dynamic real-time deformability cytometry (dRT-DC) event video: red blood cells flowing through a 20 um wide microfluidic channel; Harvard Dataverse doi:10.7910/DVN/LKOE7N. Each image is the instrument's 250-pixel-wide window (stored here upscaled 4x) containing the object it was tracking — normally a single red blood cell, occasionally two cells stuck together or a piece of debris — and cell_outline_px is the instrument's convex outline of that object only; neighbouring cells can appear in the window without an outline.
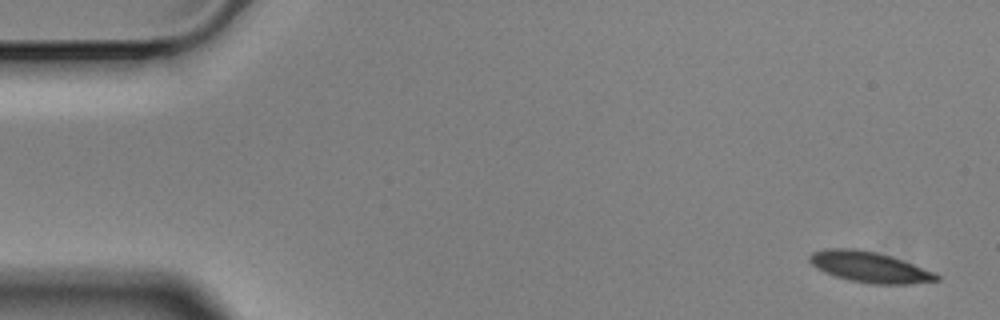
{"species": "Egyptian fruit bat (a non-hibernating species)", "species_latin": "Rousettus aegyptiacus", "temperature_condition": "cold", "stored_images_in_passage": 6, "camera_frame_rate_fps": 3000, "um_per_image_px": 0.085, "animal": {"sex": "male"}, "frame": {"image": 1, "passage_image": 1, "time_ms": 0.0, "image_size_px": [1000, 320], "cell_outline_px": [[940, 280], [912, 284], [872, 284], [848, 280], [824, 272], [816, 268], [808, 260], [808, 256], [812, 252], [824, 248], [852, 248], [876, 252], [892, 256], [936, 272], [940, 276]], "centroid_in_image_um": [73.92, 22.7], "position_along_channel_um": 11.1, "area_um2": 23.0}}
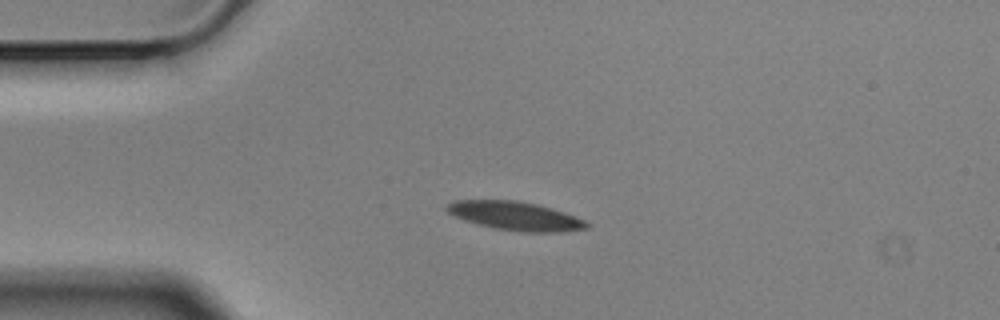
{"frame": {"image": 2, "passage_image": 4, "time_ms": 1.0, "image_size_px": [1000, 320], "cell_outline_px": [[592, 224], [588, 228], [564, 232], [524, 232], [492, 228], [476, 224], [464, 220], [448, 212], [444, 208], [448, 204], [456, 200], [516, 200], [536, 204], [552, 208], [576, 216]], "centroid_in_image_um": [43.84, 18.36], "position_along_channel_um": 41.2, "area_um2": 23.52}}
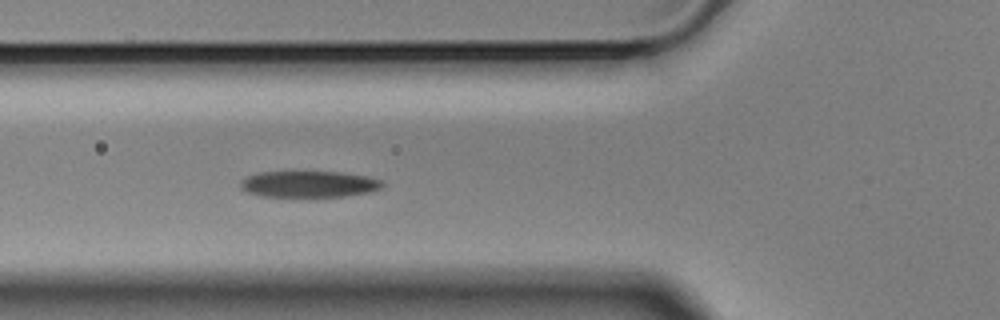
{"frame": {"image": 3, "passage_image": 6, "time_ms": 1.667, "image_size_px": [1000, 320], "cell_outline_px": [[384, 184], [380, 188], [372, 192], [344, 196], [260, 196], [248, 192], [240, 188], [240, 180], [256, 172], [340, 172], [368, 176], [380, 180]], "centroid_in_image_um": [26.25, 15.64], "position_along_channel_um": 99.6, "area_um2": 21.73}}